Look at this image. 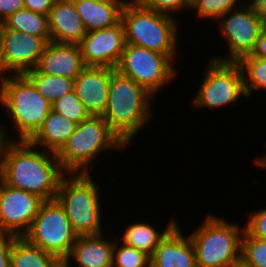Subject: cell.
Here are the masks:
<instances>
[{"instance_id":"obj_1","label":"cell","mask_w":266,"mask_h":267,"mask_svg":"<svg viewBox=\"0 0 266 267\" xmlns=\"http://www.w3.org/2000/svg\"><path fill=\"white\" fill-rule=\"evenodd\" d=\"M0 124V179L7 185L38 195L44 201L56 199L61 178L66 174L56 153L33 146L29 141L8 140Z\"/></svg>"},{"instance_id":"obj_2","label":"cell","mask_w":266,"mask_h":267,"mask_svg":"<svg viewBox=\"0 0 266 267\" xmlns=\"http://www.w3.org/2000/svg\"><path fill=\"white\" fill-rule=\"evenodd\" d=\"M152 97L134 80L116 69L113 71L107 107L102 117L127 147L153 119Z\"/></svg>"},{"instance_id":"obj_3","label":"cell","mask_w":266,"mask_h":267,"mask_svg":"<svg viewBox=\"0 0 266 267\" xmlns=\"http://www.w3.org/2000/svg\"><path fill=\"white\" fill-rule=\"evenodd\" d=\"M176 19L145 8L137 0H127L121 12L126 43L157 51L174 62L179 53Z\"/></svg>"},{"instance_id":"obj_4","label":"cell","mask_w":266,"mask_h":267,"mask_svg":"<svg viewBox=\"0 0 266 267\" xmlns=\"http://www.w3.org/2000/svg\"><path fill=\"white\" fill-rule=\"evenodd\" d=\"M0 104L19 134L9 140L28 141L44 125L52 110L51 103L24 74L0 77Z\"/></svg>"},{"instance_id":"obj_5","label":"cell","mask_w":266,"mask_h":267,"mask_svg":"<svg viewBox=\"0 0 266 267\" xmlns=\"http://www.w3.org/2000/svg\"><path fill=\"white\" fill-rule=\"evenodd\" d=\"M128 148L110 129L102 116L90 115L56 153L65 173H90L89 165L105 150ZM110 149V150H109Z\"/></svg>"},{"instance_id":"obj_6","label":"cell","mask_w":266,"mask_h":267,"mask_svg":"<svg viewBox=\"0 0 266 267\" xmlns=\"http://www.w3.org/2000/svg\"><path fill=\"white\" fill-rule=\"evenodd\" d=\"M91 174L66 173L60 180L56 195L77 236L104 233L101 226L100 185Z\"/></svg>"},{"instance_id":"obj_7","label":"cell","mask_w":266,"mask_h":267,"mask_svg":"<svg viewBox=\"0 0 266 267\" xmlns=\"http://www.w3.org/2000/svg\"><path fill=\"white\" fill-rule=\"evenodd\" d=\"M244 226L208 214L190 234L197 267H230L241 262Z\"/></svg>"},{"instance_id":"obj_8","label":"cell","mask_w":266,"mask_h":267,"mask_svg":"<svg viewBox=\"0 0 266 267\" xmlns=\"http://www.w3.org/2000/svg\"><path fill=\"white\" fill-rule=\"evenodd\" d=\"M77 237L64 208L56 199L41 204L23 236L28 243L55 255L62 262L69 256Z\"/></svg>"},{"instance_id":"obj_9","label":"cell","mask_w":266,"mask_h":267,"mask_svg":"<svg viewBox=\"0 0 266 267\" xmlns=\"http://www.w3.org/2000/svg\"><path fill=\"white\" fill-rule=\"evenodd\" d=\"M116 70L154 97L177 75L174 62L167 55L128 43Z\"/></svg>"},{"instance_id":"obj_10","label":"cell","mask_w":266,"mask_h":267,"mask_svg":"<svg viewBox=\"0 0 266 267\" xmlns=\"http://www.w3.org/2000/svg\"><path fill=\"white\" fill-rule=\"evenodd\" d=\"M204 74L197 95L193 98L194 108H223L234 102L236 105L241 96L247 97L243 72L237 62H220L210 58Z\"/></svg>"},{"instance_id":"obj_11","label":"cell","mask_w":266,"mask_h":267,"mask_svg":"<svg viewBox=\"0 0 266 267\" xmlns=\"http://www.w3.org/2000/svg\"><path fill=\"white\" fill-rule=\"evenodd\" d=\"M217 21L229 52L226 57L220 55L211 57L220 62H238L242 57L250 55L258 36L266 28L262 19L246 0Z\"/></svg>"},{"instance_id":"obj_12","label":"cell","mask_w":266,"mask_h":267,"mask_svg":"<svg viewBox=\"0 0 266 267\" xmlns=\"http://www.w3.org/2000/svg\"><path fill=\"white\" fill-rule=\"evenodd\" d=\"M43 202L38 195L11 187L0 179V234L23 237Z\"/></svg>"},{"instance_id":"obj_13","label":"cell","mask_w":266,"mask_h":267,"mask_svg":"<svg viewBox=\"0 0 266 267\" xmlns=\"http://www.w3.org/2000/svg\"><path fill=\"white\" fill-rule=\"evenodd\" d=\"M47 42L39 37L3 25L0 77L21 75L36 68Z\"/></svg>"},{"instance_id":"obj_14","label":"cell","mask_w":266,"mask_h":267,"mask_svg":"<svg viewBox=\"0 0 266 267\" xmlns=\"http://www.w3.org/2000/svg\"><path fill=\"white\" fill-rule=\"evenodd\" d=\"M78 45L86 66L116 69L126 46L123 24L89 31Z\"/></svg>"},{"instance_id":"obj_15","label":"cell","mask_w":266,"mask_h":267,"mask_svg":"<svg viewBox=\"0 0 266 267\" xmlns=\"http://www.w3.org/2000/svg\"><path fill=\"white\" fill-rule=\"evenodd\" d=\"M114 70L110 67L87 66L74 79L73 91L90 115L102 116L104 114L110 79Z\"/></svg>"},{"instance_id":"obj_16","label":"cell","mask_w":266,"mask_h":267,"mask_svg":"<svg viewBox=\"0 0 266 267\" xmlns=\"http://www.w3.org/2000/svg\"><path fill=\"white\" fill-rule=\"evenodd\" d=\"M86 67L78 44L49 41L36 69L48 75L75 79Z\"/></svg>"},{"instance_id":"obj_17","label":"cell","mask_w":266,"mask_h":267,"mask_svg":"<svg viewBox=\"0 0 266 267\" xmlns=\"http://www.w3.org/2000/svg\"><path fill=\"white\" fill-rule=\"evenodd\" d=\"M150 267H197L194 245L177 224L150 256Z\"/></svg>"},{"instance_id":"obj_18","label":"cell","mask_w":266,"mask_h":267,"mask_svg":"<svg viewBox=\"0 0 266 267\" xmlns=\"http://www.w3.org/2000/svg\"><path fill=\"white\" fill-rule=\"evenodd\" d=\"M48 21L53 42L79 44L87 34L72 0H55Z\"/></svg>"},{"instance_id":"obj_19","label":"cell","mask_w":266,"mask_h":267,"mask_svg":"<svg viewBox=\"0 0 266 267\" xmlns=\"http://www.w3.org/2000/svg\"><path fill=\"white\" fill-rule=\"evenodd\" d=\"M115 241L107 240L102 234L78 236L69 256L63 264L76 262V267H112Z\"/></svg>"},{"instance_id":"obj_20","label":"cell","mask_w":266,"mask_h":267,"mask_svg":"<svg viewBox=\"0 0 266 267\" xmlns=\"http://www.w3.org/2000/svg\"><path fill=\"white\" fill-rule=\"evenodd\" d=\"M78 16L89 31L105 29L121 21V12L127 0H72Z\"/></svg>"},{"instance_id":"obj_21","label":"cell","mask_w":266,"mask_h":267,"mask_svg":"<svg viewBox=\"0 0 266 267\" xmlns=\"http://www.w3.org/2000/svg\"><path fill=\"white\" fill-rule=\"evenodd\" d=\"M77 125L51 110L44 125L28 141L33 146L57 153L75 132Z\"/></svg>"},{"instance_id":"obj_22","label":"cell","mask_w":266,"mask_h":267,"mask_svg":"<svg viewBox=\"0 0 266 267\" xmlns=\"http://www.w3.org/2000/svg\"><path fill=\"white\" fill-rule=\"evenodd\" d=\"M168 221L166 228L161 232L152 225L143 222L131 223L123 231L122 237H120V242L123 244L136 248L145 252L147 255L151 256L160 244V242L166 237V235L177 225L178 221L174 217Z\"/></svg>"},{"instance_id":"obj_23","label":"cell","mask_w":266,"mask_h":267,"mask_svg":"<svg viewBox=\"0 0 266 267\" xmlns=\"http://www.w3.org/2000/svg\"><path fill=\"white\" fill-rule=\"evenodd\" d=\"M55 255L28 243L23 237L13 242L11 267H62Z\"/></svg>"},{"instance_id":"obj_24","label":"cell","mask_w":266,"mask_h":267,"mask_svg":"<svg viewBox=\"0 0 266 267\" xmlns=\"http://www.w3.org/2000/svg\"><path fill=\"white\" fill-rule=\"evenodd\" d=\"M6 28L39 36L47 43L51 41L48 15L35 13L29 9H21L3 21Z\"/></svg>"},{"instance_id":"obj_25","label":"cell","mask_w":266,"mask_h":267,"mask_svg":"<svg viewBox=\"0 0 266 267\" xmlns=\"http://www.w3.org/2000/svg\"><path fill=\"white\" fill-rule=\"evenodd\" d=\"M38 93L50 103L73 91L74 79L39 72L36 68L24 74Z\"/></svg>"},{"instance_id":"obj_26","label":"cell","mask_w":266,"mask_h":267,"mask_svg":"<svg viewBox=\"0 0 266 267\" xmlns=\"http://www.w3.org/2000/svg\"><path fill=\"white\" fill-rule=\"evenodd\" d=\"M243 72L244 87L249 98L254 90H266V59L246 55L237 62Z\"/></svg>"},{"instance_id":"obj_27","label":"cell","mask_w":266,"mask_h":267,"mask_svg":"<svg viewBox=\"0 0 266 267\" xmlns=\"http://www.w3.org/2000/svg\"><path fill=\"white\" fill-rule=\"evenodd\" d=\"M242 0H190V10H194L196 16L202 20H218L225 13L237 8ZM238 4V6H237Z\"/></svg>"},{"instance_id":"obj_28","label":"cell","mask_w":266,"mask_h":267,"mask_svg":"<svg viewBox=\"0 0 266 267\" xmlns=\"http://www.w3.org/2000/svg\"><path fill=\"white\" fill-rule=\"evenodd\" d=\"M241 262L246 267H266V239L253 238L244 231Z\"/></svg>"},{"instance_id":"obj_29","label":"cell","mask_w":266,"mask_h":267,"mask_svg":"<svg viewBox=\"0 0 266 267\" xmlns=\"http://www.w3.org/2000/svg\"><path fill=\"white\" fill-rule=\"evenodd\" d=\"M51 109L55 113L60 114L77 124L86 120L90 116L74 91L51 103Z\"/></svg>"},{"instance_id":"obj_30","label":"cell","mask_w":266,"mask_h":267,"mask_svg":"<svg viewBox=\"0 0 266 267\" xmlns=\"http://www.w3.org/2000/svg\"><path fill=\"white\" fill-rule=\"evenodd\" d=\"M117 241L114 244L112 267H150L149 255L123 243L120 245Z\"/></svg>"},{"instance_id":"obj_31","label":"cell","mask_w":266,"mask_h":267,"mask_svg":"<svg viewBox=\"0 0 266 267\" xmlns=\"http://www.w3.org/2000/svg\"><path fill=\"white\" fill-rule=\"evenodd\" d=\"M145 8L175 16L174 13L190 9V0H137ZM173 13V15H172Z\"/></svg>"},{"instance_id":"obj_32","label":"cell","mask_w":266,"mask_h":267,"mask_svg":"<svg viewBox=\"0 0 266 267\" xmlns=\"http://www.w3.org/2000/svg\"><path fill=\"white\" fill-rule=\"evenodd\" d=\"M244 228L251 237L266 239V208L251 212Z\"/></svg>"},{"instance_id":"obj_33","label":"cell","mask_w":266,"mask_h":267,"mask_svg":"<svg viewBox=\"0 0 266 267\" xmlns=\"http://www.w3.org/2000/svg\"><path fill=\"white\" fill-rule=\"evenodd\" d=\"M18 237L0 234V267H11V251L13 242Z\"/></svg>"},{"instance_id":"obj_34","label":"cell","mask_w":266,"mask_h":267,"mask_svg":"<svg viewBox=\"0 0 266 267\" xmlns=\"http://www.w3.org/2000/svg\"><path fill=\"white\" fill-rule=\"evenodd\" d=\"M24 8V0H0V22Z\"/></svg>"},{"instance_id":"obj_35","label":"cell","mask_w":266,"mask_h":267,"mask_svg":"<svg viewBox=\"0 0 266 267\" xmlns=\"http://www.w3.org/2000/svg\"><path fill=\"white\" fill-rule=\"evenodd\" d=\"M55 0H24L25 9L35 13L49 15Z\"/></svg>"},{"instance_id":"obj_36","label":"cell","mask_w":266,"mask_h":267,"mask_svg":"<svg viewBox=\"0 0 266 267\" xmlns=\"http://www.w3.org/2000/svg\"><path fill=\"white\" fill-rule=\"evenodd\" d=\"M250 56L266 59V28L258 36L255 43V47L251 52Z\"/></svg>"},{"instance_id":"obj_37","label":"cell","mask_w":266,"mask_h":267,"mask_svg":"<svg viewBox=\"0 0 266 267\" xmlns=\"http://www.w3.org/2000/svg\"><path fill=\"white\" fill-rule=\"evenodd\" d=\"M266 25V0H247Z\"/></svg>"},{"instance_id":"obj_38","label":"cell","mask_w":266,"mask_h":267,"mask_svg":"<svg viewBox=\"0 0 266 267\" xmlns=\"http://www.w3.org/2000/svg\"><path fill=\"white\" fill-rule=\"evenodd\" d=\"M255 163L257 166L266 169V153H263L261 157L255 158Z\"/></svg>"},{"instance_id":"obj_39","label":"cell","mask_w":266,"mask_h":267,"mask_svg":"<svg viewBox=\"0 0 266 267\" xmlns=\"http://www.w3.org/2000/svg\"><path fill=\"white\" fill-rule=\"evenodd\" d=\"M2 33H3V23L0 22V53H1Z\"/></svg>"},{"instance_id":"obj_40","label":"cell","mask_w":266,"mask_h":267,"mask_svg":"<svg viewBox=\"0 0 266 267\" xmlns=\"http://www.w3.org/2000/svg\"><path fill=\"white\" fill-rule=\"evenodd\" d=\"M230 267H246L242 262L236 264V265H233V266H230Z\"/></svg>"},{"instance_id":"obj_41","label":"cell","mask_w":266,"mask_h":267,"mask_svg":"<svg viewBox=\"0 0 266 267\" xmlns=\"http://www.w3.org/2000/svg\"><path fill=\"white\" fill-rule=\"evenodd\" d=\"M62 267H71L70 264H62Z\"/></svg>"}]
</instances>
